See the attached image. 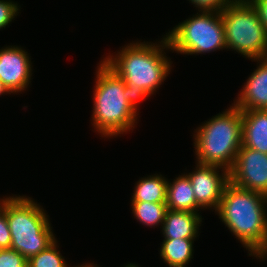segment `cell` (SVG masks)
Masks as SVG:
<instances>
[{
    "mask_svg": "<svg viewBox=\"0 0 267 267\" xmlns=\"http://www.w3.org/2000/svg\"><path fill=\"white\" fill-rule=\"evenodd\" d=\"M124 267H139L138 264L136 265V263H127V265H124Z\"/></svg>",
    "mask_w": 267,
    "mask_h": 267,
    "instance_id": "484cf974",
    "label": "cell"
},
{
    "mask_svg": "<svg viewBox=\"0 0 267 267\" xmlns=\"http://www.w3.org/2000/svg\"><path fill=\"white\" fill-rule=\"evenodd\" d=\"M191 1V2H190ZM233 0H189L193 6L198 8V11L202 12H221L224 10Z\"/></svg>",
    "mask_w": 267,
    "mask_h": 267,
    "instance_id": "7402d4cb",
    "label": "cell"
},
{
    "mask_svg": "<svg viewBox=\"0 0 267 267\" xmlns=\"http://www.w3.org/2000/svg\"><path fill=\"white\" fill-rule=\"evenodd\" d=\"M220 13L227 49L249 60L267 57V32L248 0H233Z\"/></svg>",
    "mask_w": 267,
    "mask_h": 267,
    "instance_id": "8992f818",
    "label": "cell"
},
{
    "mask_svg": "<svg viewBox=\"0 0 267 267\" xmlns=\"http://www.w3.org/2000/svg\"><path fill=\"white\" fill-rule=\"evenodd\" d=\"M97 65L91 115L94 130L106 138L133 131L140 101L102 60Z\"/></svg>",
    "mask_w": 267,
    "mask_h": 267,
    "instance_id": "3957f363",
    "label": "cell"
},
{
    "mask_svg": "<svg viewBox=\"0 0 267 267\" xmlns=\"http://www.w3.org/2000/svg\"><path fill=\"white\" fill-rule=\"evenodd\" d=\"M215 213L249 256L267 259V196L229 182Z\"/></svg>",
    "mask_w": 267,
    "mask_h": 267,
    "instance_id": "7a4b0ae2",
    "label": "cell"
},
{
    "mask_svg": "<svg viewBox=\"0 0 267 267\" xmlns=\"http://www.w3.org/2000/svg\"><path fill=\"white\" fill-rule=\"evenodd\" d=\"M167 209L174 211H190L198 213L201 209L194 196L190 179L187 173L179 175L173 182L167 184Z\"/></svg>",
    "mask_w": 267,
    "mask_h": 267,
    "instance_id": "5bb4252c",
    "label": "cell"
},
{
    "mask_svg": "<svg viewBox=\"0 0 267 267\" xmlns=\"http://www.w3.org/2000/svg\"><path fill=\"white\" fill-rule=\"evenodd\" d=\"M194 131L196 163L230 171L242 146V112L233 104Z\"/></svg>",
    "mask_w": 267,
    "mask_h": 267,
    "instance_id": "277c9868",
    "label": "cell"
},
{
    "mask_svg": "<svg viewBox=\"0 0 267 267\" xmlns=\"http://www.w3.org/2000/svg\"><path fill=\"white\" fill-rule=\"evenodd\" d=\"M251 61H257L259 66L246 80L232 104L240 110H267V57Z\"/></svg>",
    "mask_w": 267,
    "mask_h": 267,
    "instance_id": "8fae6325",
    "label": "cell"
},
{
    "mask_svg": "<svg viewBox=\"0 0 267 267\" xmlns=\"http://www.w3.org/2000/svg\"><path fill=\"white\" fill-rule=\"evenodd\" d=\"M134 218L148 227L159 226L164 222L167 209L166 203L130 202Z\"/></svg>",
    "mask_w": 267,
    "mask_h": 267,
    "instance_id": "e0dca14e",
    "label": "cell"
},
{
    "mask_svg": "<svg viewBox=\"0 0 267 267\" xmlns=\"http://www.w3.org/2000/svg\"><path fill=\"white\" fill-rule=\"evenodd\" d=\"M161 39L158 44L133 41L118 50L116 55L101 59L125 81L140 102L154 95L171 71L172 61L164 51L170 46L165 35Z\"/></svg>",
    "mask_w": 267,
    "mask_h": 267,
    "instance_id": "6da1fadb",
    "label": "cell"
},
{
    "mask_svg": "<svg viewBox=\"0 0 267 267\" xmlns=\"http://www.w3.org/2000/svg\"><path fill=\"white\" fill-rule=\"evenodd\" d=\"M171 51L199 55L227 49L220 12L199 11L166 33Z\"/></svg>",
    "mask_w": 267,
    "mask_h": 267,
    "instance_id": "52a82bcc",
    "label": "cell"
},
{
    "mask_svg": "<svg viewBox=\"0 0 267 267\" xmlns=\"http://www.w3.org/2000/svg\"><path fill=\"white\" fill-rule=\"evenodd\" d=\"M195 166V171L187 175L194 190L196 203L203 210L213 209L216 212L224 189L230 182L229 171L214 165L197 163Z\"/></svg>",
    "mask_w": 267,
    "mask_h": 267,
    "instance_id": "9c48e42d",
    "label": "cell"
},
{
    "mask_svg": "<svg viewBox=\"0 0 267 267\" xmlns=\"http://www.w3.org/2000/svg\"><path fill=\"white\" fill-rule=\"evenodd\" d=\"M11 243V232L6 219V197H4L0 208V249H10Z\"/></svg>",
    "mask_w": 267,
    "mask_h": 267,
    "instance_id": "44dd1931",
    "label": "cell"
},
{
    "mask_svg": "<svg viewBox=\"0 0 267 267\" xmlns=\"http://www.w3.org/2000/svg\"><path fill=\"white\" fill-rule=\"evenodd\" d=\"M6 94H11V92L9 91V89L4 85L3 81L0 79V96L1 95H5Z\"/></svg>",
    "mask_w": 267,
    "mask_h": 267,
    "instance_id": "cb8c5ba5",
    "label": "cell"
},
{
    "mask_svg": "<svg viewBox=\"0 0 267 267\" xmlns=\"http://www.w3.org/2000/svg\"><path fill=\"white\" fill-rule=\"evenodd\" d=\"M58 241L27 260V267H70L59 251Z\"/></svg>",
    "mask_w": 267,
    "mask_h": 267,
    "instance_id": "ac0fdd59",
    "label": "cell"
},
{
    "mask_svg": "<svg viewBox=\"0 0 267 267\" xmlns=\"http://www.w3.org/2000/svg\"><path fill=\"white\" fill-rule=\"evenodd\" d=\"M3 200H4V198L0 200V208H1Z\"/></svg>",
    "mask_w": 267,
    "mask_h": 267,
    "instance_id": "4316f807",
    "label": "cell"
},
{
    "mask_svg": "<svg viewBox=\"0 0 267 267\" xmlns=\"http://www.w3.org/2000/svg\"><path fill=\"white\" fill-rule=\"evenodd\" d=\"M242 145L267 154V110H241Z\"/></svg>",
    "mask_w": 267,
    "mask_h": 267,
    "instance_id": "4fadbf2b",
    "label": "cell"
},
{
    "mask_svg": "<svg viewBox=\"0 0 267 267\" xmlns=\"http://www.w3.org/2000/svg\"><path fill=\"white\" fill-rule=\"evenodd\" d=\"M229 177L237 187L267 196V154L242 145Z\"/></svg>",
    "mask_w": 267,
    "mask_h": 267,
    "instance_id": "ba28073f",
    "label": "cell"
},
{
    "mask_svg": "<svg viewBox=\"0 0 267 267\" xmlns=\"http://www.w3.org/2000/svg\"><path fill=\"white\" fill-rule=\"evenodd\" d=\"M29 56L20 46L0 49V79L12 94L26 91L31 83L33 66Z\"/></svg>",
    "mask_w": 267,
    "mask_h": 267,
    "instance_id": "30bf717a",
    "label": "cell"
},
{
    "mask_svg": "<svg viewBox=\"0 0 267 267\" xmlns=\"http://www.w3.org/2000/svg\"><path fill=\"white\" fill-rule=\"evenodd\" d=\"M31 197H6V219L11 232L10 248L27 260L50 246L56 237L43 207Z\"/></svg>",
    "mask_w": 267,
    "mask_h": 267,
    "instance_id": "5b68a950",
    "label": "cell"
},
{
    "mask_svg": "<svg viewBox=\"0 0 267 267\" xmlns=\"http://www.w3.org/2000/svg\"><path fill=\"white\" fill-rule=\"evenodd\" d=\"M196 239H164L160 257L169 267H186L193 259V243Z\"/></svg>",
    "mask_w": 267,
    "mask_h": 267,
    "instance_id": "2e32d148",
    "label": "cell"
},
{
    "mask_svg": "<svg viewBox=\"0 0 267 267\" xmlns=\"http://www.w3.org/2000/svg\"><path fill=\"white\" fill-rule=\"evenodd\" d=\"M251 5L256 9L259 20L265 27L267 32V0H248Z\"/></svg>",
    "mask_w": 267,
    "mask_h": 267,
    "instance_id": "603a6c76",
    "label": "cell"
},
{
    "mask_svg": "<svg viewBox=\"0 0 267 267\" xmlns=\"http://www.w3.org/2000/svg\"><path fill=\"white\" fill-rule=\"evenodd\" d=\"M70 267H73V266H70ZM74 267H98V265L96 264V266H95V264L94 263H85V264H82V265H77V266H74Z\"/></svg>",
    "mask_w": 267,
    "mask_h": 267,
    "instance_id": "d4e9b609",
    "label": "cell"
},
{
    "mask_svg": "<svg viewBox=\"0 0 267 267\" xmlns=\"http://www.w3.org/2000/svg\"><path fill=\"white\" fill-rule=\"evenodd\" d=\"M202 219L199 213L168 209L160 228L164 239H195L199 237Z\"/></svg>",
    "mask_w": 267,
    "mask_h": 267,
    "instance_id": "7c38bea8",
    "label": "cell"
},
{
    "mask_svg": "<svg viewBox=\"0 0 267 267\" xmlns=\"http://www.w3.org/2000/svg\"><path fill=\"white\" fill-rule=\"evenodd\" d=\"M167 184L161 174L143 177L135 184L131 202L166 203Z\"/></svg>",
    "mask_w": 267,
    "mask_h": 267,
    "instance_id": "9a60e30c",
    "label": "cell"
},
{
    "mask_svg": "<svg viewBox=\"0 0 267 267\" xmlns=\"http://www.w3.org/2000/svg\"><path fill=\"white\" fill-rule=\"evenodd\" d=\"M20 5L11 0H0V30L6 28L19 14Z\"/></svg>",
    "mask_w": 267,
    "mask_h": 267,
    "instance_id": "d6986e66",
    "label": "cell"
},
{
    "mask_svg": "<svg viewBox=\"0 0 267 267\" xmlns=\"http://www.w3.org/2000/svg\"><path fill=\"white\" fill-rule=\"evenodd\" d=\"M0 267H27V259L13 249H0Z\"/></svg>",
    "mask_w": 267,
    "mask_h": 267,
    "instance_id": "ffe728a7",
    "label": "cell"
}]
</instances>
